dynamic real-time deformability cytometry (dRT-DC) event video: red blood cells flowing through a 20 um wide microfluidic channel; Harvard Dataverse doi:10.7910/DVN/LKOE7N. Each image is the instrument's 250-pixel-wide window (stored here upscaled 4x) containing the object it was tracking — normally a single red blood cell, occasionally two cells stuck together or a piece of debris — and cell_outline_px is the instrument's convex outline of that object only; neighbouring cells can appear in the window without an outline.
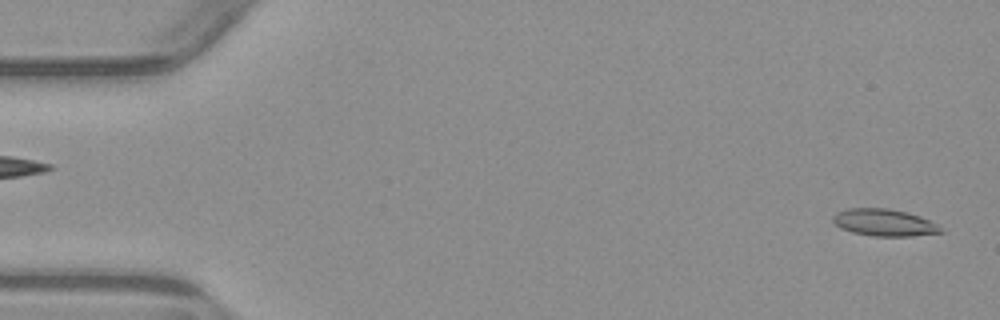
{"species": "common noctule bat (a hibernating species)", "species_latin": "Nyctalus noctula", "temperature_condition": "warm", "stored_images_in_passage": 6, "segment_of_instrument_passage": [2, 2], "camera_frame_rate_fps": 3000, "um_per_image_px": 0.085, "animal": {"sex": "male", "body_mass_g": 23.1, "forearm_length_mm": 52.7}, "frame": {"image": 1, "passage_image": 6, "time_ms": 5.667, "image_size_px": [1000, 320], "cell_outline_px": [[944, 232], [912, 236], [872, 236], [852, 232], [840, 228], [832, 220], [832, 216], [836, 212], [848, 208], [888, 208], [908, 212], [920, 216], [936, 224]], "centroid_in_image_um": [75.12, 18.91], "position_along_channel_um": 9.9, "area_um2": 16.99}}